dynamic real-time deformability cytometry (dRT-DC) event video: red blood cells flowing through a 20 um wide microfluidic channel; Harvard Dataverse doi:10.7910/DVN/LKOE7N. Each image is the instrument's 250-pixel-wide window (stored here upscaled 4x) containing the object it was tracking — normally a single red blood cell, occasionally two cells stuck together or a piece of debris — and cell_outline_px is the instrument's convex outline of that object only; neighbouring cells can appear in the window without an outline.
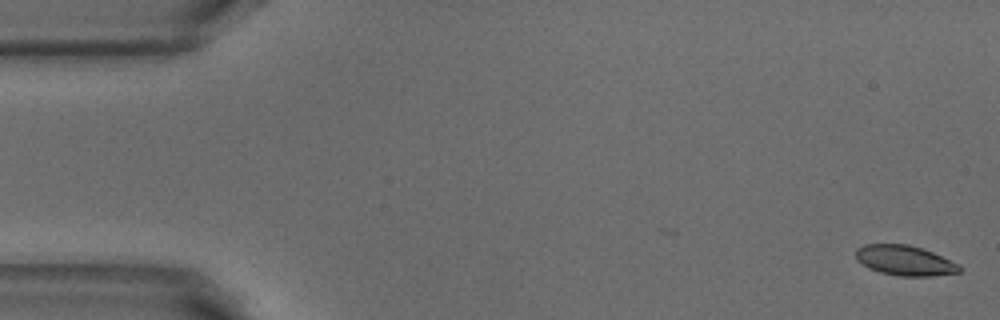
{"species": "common noctule bat (a hibernating species)", "species_latin": "Nyctalus noctula", "temperature_condition": "warm", "stored_images_in_passage": 53, "segment_of_instrument_passage": [1, 2], "camera_frame_rate_fps": 3000, "um_per_image_px": 0.085, "animal": {"sex": "male", "body_mass_g": 18.8}, "frame": {"image": 1, "passage_image": 1, "time_ms": 0.0, "image_size_px": [1000, 320], "cell_outline_px": [[960, 272], [932, 276], [900, 276], [880, 272], [868, 268], [856, 260], [856, 248], [864, 244], [908, 244], [932, 252], [960, 264]], "centroid_in_image_um": [76.88, 22.14], "position_along_channel_um": 8.1, "area_um2": 18.15}}
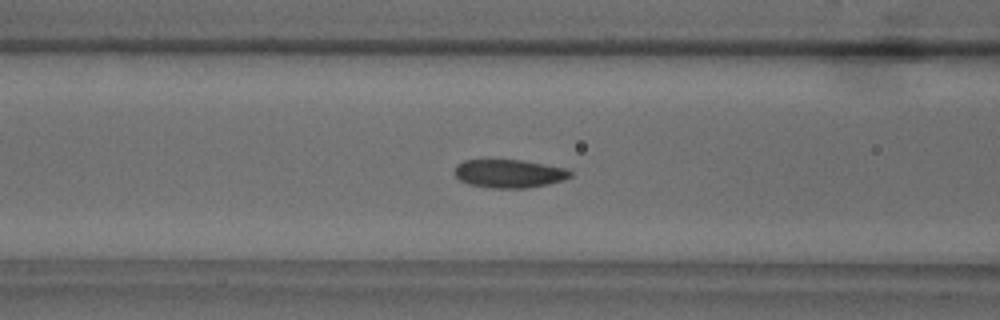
{"frame": {"image": 2, "passage_image": 20, "time_ms": 6.333, "image_size_px": [1000, 320], "cell_outline_px": [[572, 176], [564, 180], [548, 184], [528, 188], [492, 188], [468, 184], [460, 180], [452, 172], [456, 164], [464, 160], [520, 160], [568, 168], [572, 172]], "centroid_in_image_um": [43.27, 14.76], "position_along_channel_um": 123.3, "area_um2": 19.31}}
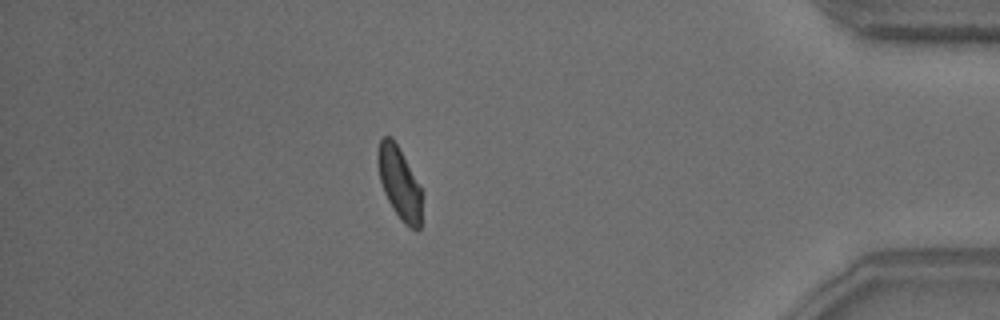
{"frame": {"image": 3, "passage_image": 45, "time_ms": 14.667, "image_size_px": [1000, 320], "cell_outline_px": [[424, 192], [420, 228], [416, 232], [404, 224], [400, 220], [392, 208], [384, 192], [380, 180], [376, 164], [376, 152], [380, 140], [384, 136], [392, 136]], "centroid_in_image_um": [33.97, 15.59], "position_along_channel_um": 401.2, "area_um2": 19.19}}